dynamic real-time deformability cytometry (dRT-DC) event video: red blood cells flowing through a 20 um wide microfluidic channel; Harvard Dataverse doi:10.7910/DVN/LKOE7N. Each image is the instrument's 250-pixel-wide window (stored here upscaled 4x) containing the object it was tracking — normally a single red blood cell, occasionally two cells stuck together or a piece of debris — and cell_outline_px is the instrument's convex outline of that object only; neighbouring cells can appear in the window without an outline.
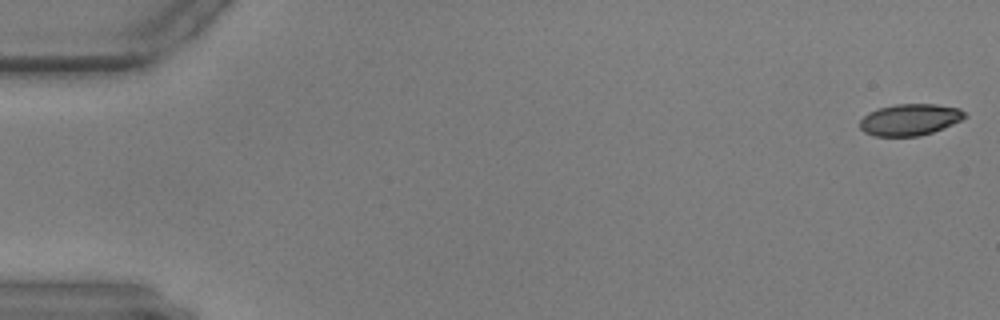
{"species": "common noctule bat (a hibernating species)", "species_latin": "Nyctalus noctula", "temperature_condition": "warm", "stored_images_in_passage": 11, "camera_frame_rate_fps": 3000, "um_per_image_px": 0.085, "animal": {"sex": "male", "body_mass_g": 17.9, "forearm_length_mm": 54.2}, "frame": {"image": 1, "passage_image": 1, "time_ms": 0.0, "image_size_px": [1000, 320], "cell_outline_px": [[968, 116], [952, 124], [932, 132], [920, 136], [872, 136], [864, 132], [860, 128], [860, 120], [868, 112], [876, 108], [896, 104], [936, 104], [960, 108]], "centroid_in_image_um": [77.31, 10.16], "position_along_channel_um": 7.7, "area_um2": 19.36}}